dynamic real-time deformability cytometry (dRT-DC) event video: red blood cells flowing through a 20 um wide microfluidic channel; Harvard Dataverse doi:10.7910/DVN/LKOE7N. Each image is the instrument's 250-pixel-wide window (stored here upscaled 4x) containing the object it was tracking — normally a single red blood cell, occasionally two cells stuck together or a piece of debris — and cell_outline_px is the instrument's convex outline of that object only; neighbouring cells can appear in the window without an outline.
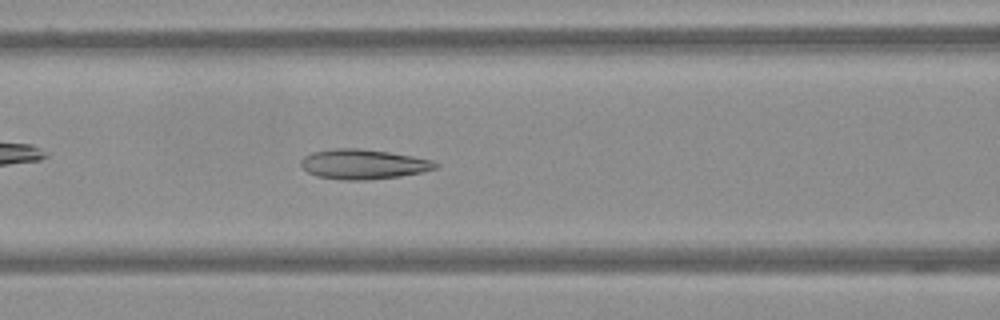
{"species": "Egyptian fruit bat (a non-hibernating species)", "species_latin": "Rousettus aegyptiacus", "temperature_condition": "warm", "stored_images_in_passage": 58, "camera_frame_rate_fps": 3000, "um_per_image_px": 0.085, "frame": {"image": 1, "passage_image": 25, "time_ms": 8.0, "image_size_px": [1000, 320], "cell_outline_px": [[440, 164], [436, 168], [424, 172], [400, 176], [368, 180], [344, 180], [316, 176], [308, 172], [300, 164], [300, 160], [304, 156], [312, 152], [336, 148], [360, 148], [388, 152], [412, 156], [432, 160]], "centroid_in_image_um": [30.88, 13.96], "position_along_channel_um": 135.7, "area_um2": 23.47}}
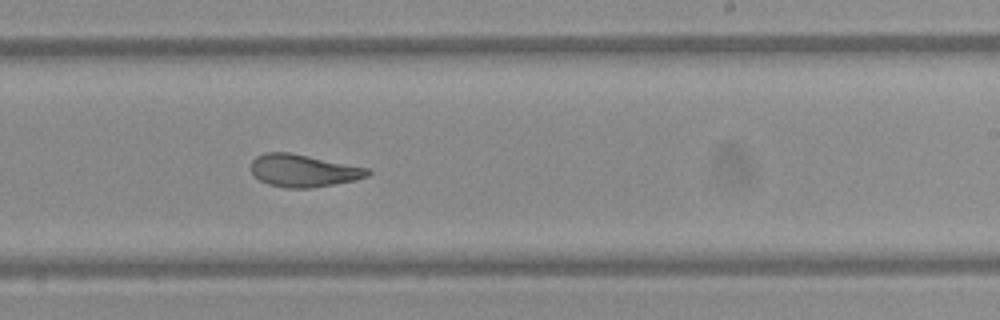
{"frame": {"image": 2, "passage_image": 36, "time_ms": 11.667, "image_size_px": [1000, 320], "cell_outline_px": [[372, 172], [368, 176], [356, 180], [312, 188], [284, 188], [268, 184], [260, 180], [252, 172], [252, 160], [256, 156], [264, 152], [288, 152], [368, 168]], "centroid_in_image_um": [25.79, 14.51], "position_along_channel_um": 263.2, "area_um2": 21.96}}
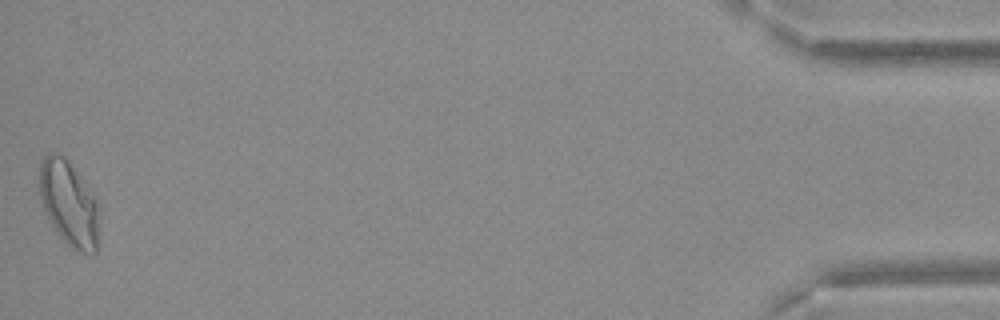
{"frame": {"image": 3, "passage_image": 58, "time_ms": 19.0, "image_size_px": [1000, 320], "cell_outline_px": [[96, 252], [76, 252], [56, 232], [40, 200], [40, 160], [48, 152], [60, 152], [68, 160], [96, 200]], "centroid_in_image_um": [5.79, 17.23], "position_along_channel_um": 429.4, "area_um2": 28.73}}